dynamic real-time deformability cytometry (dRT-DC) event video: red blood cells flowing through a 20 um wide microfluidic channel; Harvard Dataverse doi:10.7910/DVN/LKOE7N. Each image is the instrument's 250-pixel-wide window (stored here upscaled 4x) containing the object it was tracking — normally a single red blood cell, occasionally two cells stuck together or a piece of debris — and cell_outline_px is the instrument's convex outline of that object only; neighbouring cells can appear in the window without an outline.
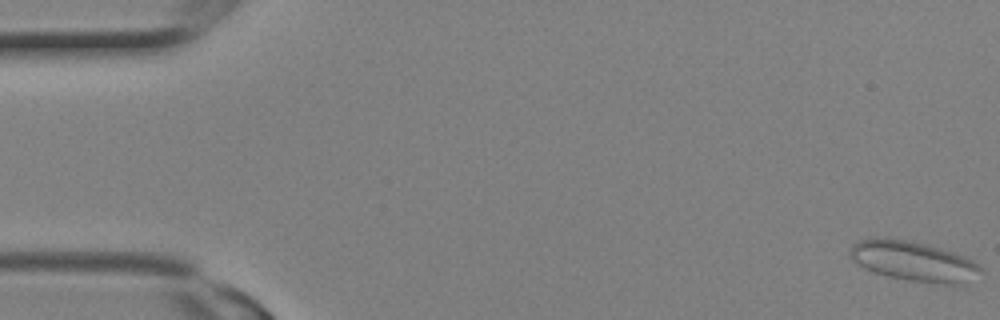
{"species": "Egyptian fruit bat (a non-hibernating species)", "species_latin": "Rousettus aegyptiacus", "temperature_condition": "room temperature", "stored_images_in_passage": 11, "camera_frame_rate_fps": 3000, "um_per_image_px": 0.085, "animal": {"sex": "female"}, "frame": {"image": 1, "passage_image": 1, "time_ms": 0.0, "image_size_px": [1000, 320], "cell_outline_px": [[984, 272], [964, 288], [952, 288], [908, 280], [888, 276], [864, 268], [848, 252], [860, 240], [908, 240], [928, 244], [964, 256], [972, 260], [984, 268]], "centroid_in_image_um": [77.91, 22.31], "position_along_channel_um": 7.1, "area_um2": 30.75}}
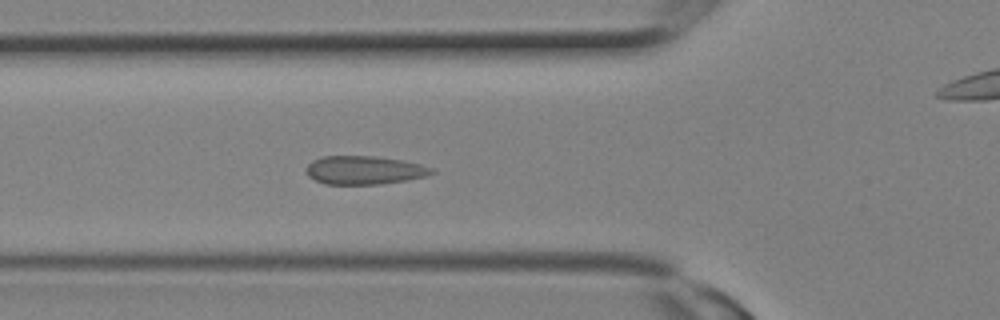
{"frame": {"image": 2, "passage_image": 10, "time_ms": 3.0, "image_size_px": [1000, 320], "cell_outline_px": [[436, 172], [424, 176], [408, 180], [380, 184], [324, 184], [308, 176], [308, 164], [312, 160], [324, 156], [372, 156], [400, 160], [420, 164], [436, 168]], "centroid_in_image_um": [31.0, 14.46], "position_along_channel_um": 94.8, "area_um2": 20.69}}